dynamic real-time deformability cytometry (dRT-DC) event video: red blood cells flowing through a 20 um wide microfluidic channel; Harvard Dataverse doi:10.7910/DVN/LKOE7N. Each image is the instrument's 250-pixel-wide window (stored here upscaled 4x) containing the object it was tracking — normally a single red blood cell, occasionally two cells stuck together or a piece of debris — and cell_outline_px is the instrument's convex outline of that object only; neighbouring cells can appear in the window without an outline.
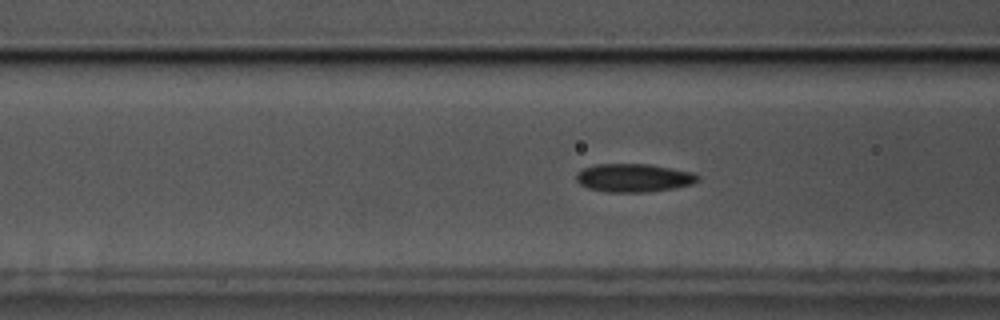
{"species": "common noctule bat (a hibernating species)", "species_latin": "Nyctalus noctula", "temperature_condition": "cold", "stored_images_in_passage": 58, "camera_frame_rate_fps": 3000, "um_per_image_px": 0.085, "animal": {"sex": "male", "body_mass_g": 17.5, "forearm_length_mm": 52.3}, "frame": {"image": 1, "passage_image": 22, "time_ms": 7.0, "image_size_px": [1000, 320], "cell_outline_px": [[700, 180], [692, 184], [672, 188], [644, 192], [608, 192], [588, 188], [580, 184], [576, 180], [576, 172], [584, 168], [596, 164], [648, 164], [692, 172], [700, 176]], "centroid_in_image_um": [53.85, 15.11], "position_along_channel_um": 112.7, "area_um2": 19.94}}
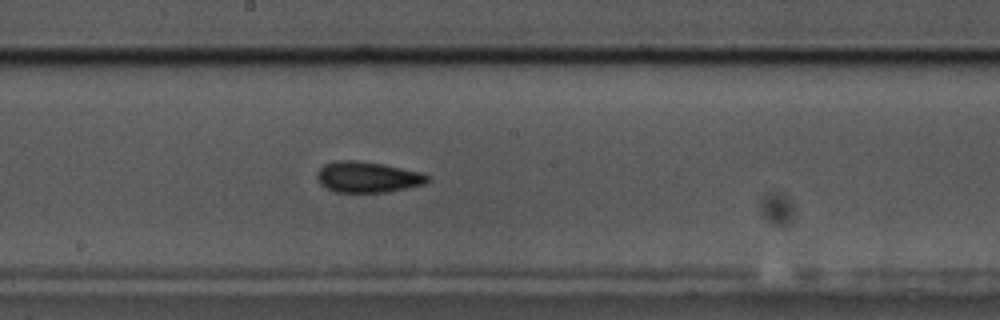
{"frame": {"image": 2, "passage_image": 31, "time_ms": 10.0, "image_size_px": [1000, 320], "cell_outline_px": [[428, 180], [424, 184], [388, 192], [336, 192], [320, 184], [316, 176], [316, 172], [324, 164], [336, 160], [356, 160], [384, 164], [420, 172], [428, 176]], "centroid_in_image_um": [31.2, 15.04], "position_along_channel_um": 217.0, "area_um2": 19.83}}
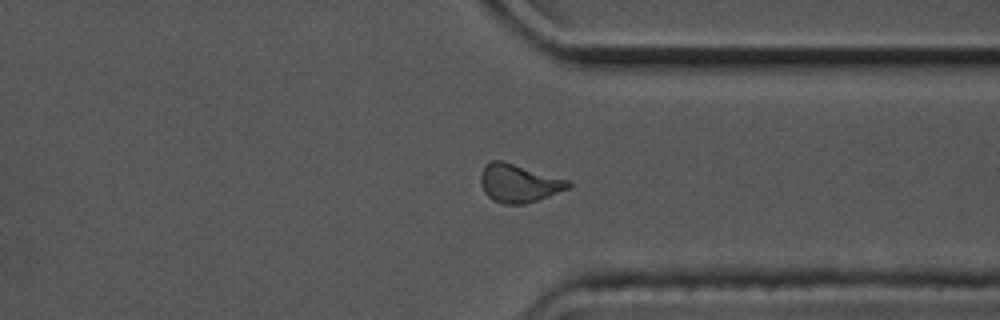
{"frame": {"image": 3, "passage_image": 44, "time_ms": 14.333, "image_size_px": [1000, 320], "cell_outline_px": [[572, 188], [524, 204], [504, 204], [492, 200], [484, 192], [480, 184], [480, 176], [484, 168], [492, 160], [504, 160], [568, 180], [572, 184]], "centroid_in_image_um": [44.11, 15.57], "position_along_channel_um": 367.3, "area_um2": 19.54}, "authors_computed_cell_mechanics": {"area_um2": 19.4786, "velocity_mm_per_s": 3.4827, "shape_relaxation_time_tau1_ms": 7.4615, "shape_relaxation_time_tau2_ms": 3.3461, "deformation_change_tau1": 0.1296, "deformation_change_tau2": 0.0893}}